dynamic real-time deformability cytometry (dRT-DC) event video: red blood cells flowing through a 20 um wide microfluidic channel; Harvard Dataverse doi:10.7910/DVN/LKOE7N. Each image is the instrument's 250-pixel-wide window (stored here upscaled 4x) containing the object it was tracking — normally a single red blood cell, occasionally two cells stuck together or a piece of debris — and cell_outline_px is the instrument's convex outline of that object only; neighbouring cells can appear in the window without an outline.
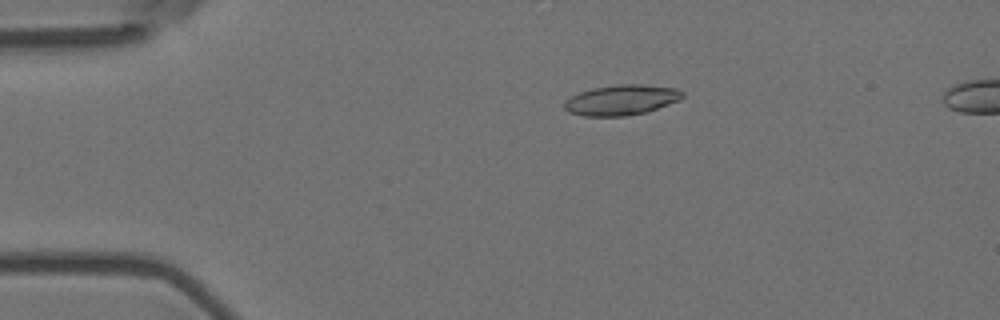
{"species": "Egyptian fruit bat (a non-hibernating species)", "species_latin": "Rousettus aegyptiacus", "temperature_condition": "room temperature", "stored_images_in_passage": 10, "camera_frame_rate_fps": 3000, "um_per_image_px": 0.085, "animal": {"sex": "female"}, "frame": {"image": 1, "passage_image": 4, "time_ms": 1.0, "image_size_px": [1000, 320], "cell_outline_px": [[684, 96], [680, 100], [644, 112], [624, 116], [584, 116], [568, 112], [564, 108], [564, 100], [580, 92], [592, 88], [616, 84], [640, 84], [676, 88], [684, 92]], "centroid_in_image_um": [52.8, 8.49], "position_along_channel_um": 32.2, "area_um2": 20.81}}
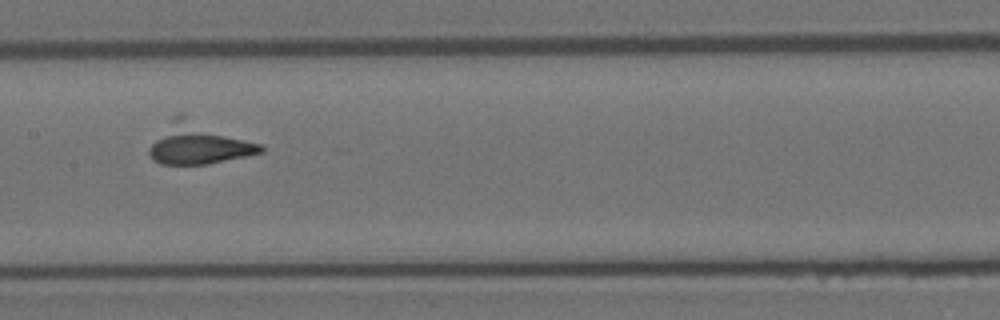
{"frame": {"image": 2, "passage_image": 9, "time_ms": 2.667, "image_size_px": [1000, 320], "cell_outline_px": [[264, 152], [208, 164], [160, 164], [152, 160], [148, 156], [148, 148], [172, 116], [180, 116], [264, 144]], "centroid_in_image_um": [16.88, 12.25], "position_along_channel_um": 190.5, "area_um2": 26.24}}
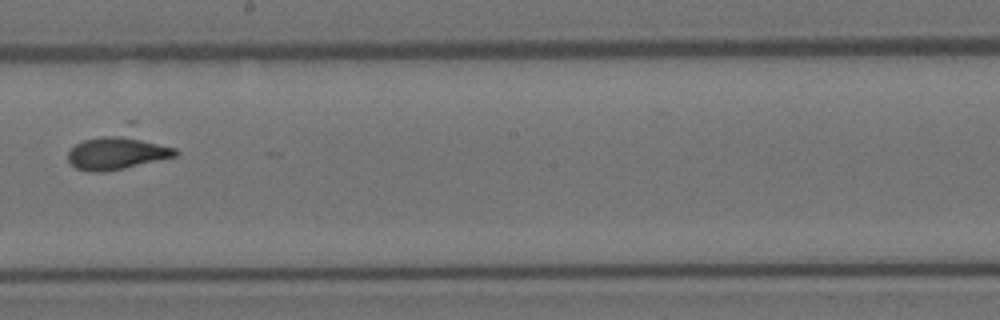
{"frame": {"image": 3, "passage_image": 10, "time_ms": 3.0, "image_size_px": [1000, 320], "cell_outline_px": [[180, 152], [176, 156], [124, 168], [104, 172], [88, 172], [76, 168], [68, 164], [68, 152], [76, 144], [84, 140], [104, 136], [132, 136], [176, 148]], "centroid_in_image_um": [9.92, 13.03], "position_along_channel_um": 238.3, "area_um2": 20.4}}